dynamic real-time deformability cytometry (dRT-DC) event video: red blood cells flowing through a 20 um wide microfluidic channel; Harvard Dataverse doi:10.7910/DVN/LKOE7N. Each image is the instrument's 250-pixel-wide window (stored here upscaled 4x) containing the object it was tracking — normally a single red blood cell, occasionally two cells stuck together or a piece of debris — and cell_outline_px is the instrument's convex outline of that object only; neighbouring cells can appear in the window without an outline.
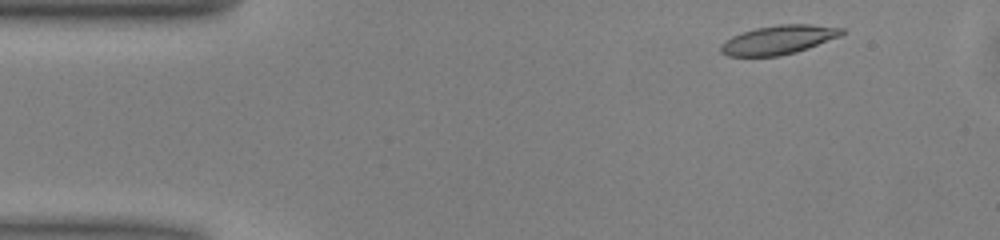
{"species": "common noctule bat (a hibernating species)", "species_latin": "Nyctalus noctula", "temperature_condition": "warm", "stored_images_in_passage": 37, "camera_frame_rate_fps": 3000, "um_per_image_px": 0.085, "animal": {"sex": "male", "body_mass_g": 13.0, "forearm_length_mm": 53.1}, "frame": {"image": 1, "passage_image": 3, "time_ms": 0.667, "image_size_px": [1000, 240], "cell_outline_px": [[844, 32], [840, 36], [796, 52], [780, 56], [728, 56], [720, 52], [720, 44], [732, 36], [756, 28], [780, 24], [812, 24], [844, 28]], "centroid_in_image_um": [66.16, 3.38], "position_along_channel_um": 18.8, "area_um2": 20.29}}
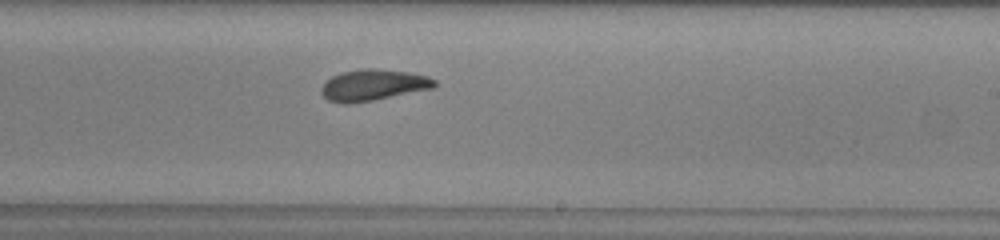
{"frame": {"image": 2, "passage_image": 27, "time_ms": 8.667, "image_size_px": [1000, 240], "cell_outline_px": [[436, 88], [372, 100], [344, 104], [328, 100], [320, 92], [320, 88], [324, 80], [332, 76], [344, 72], [360, 68], [376, 68], [408, 72], [428, 76], [436, 80]], "centroid_in_image_um": [31.72, 7.22], "position_along_channel_um": 257.3, "area_um2": 20.75}}
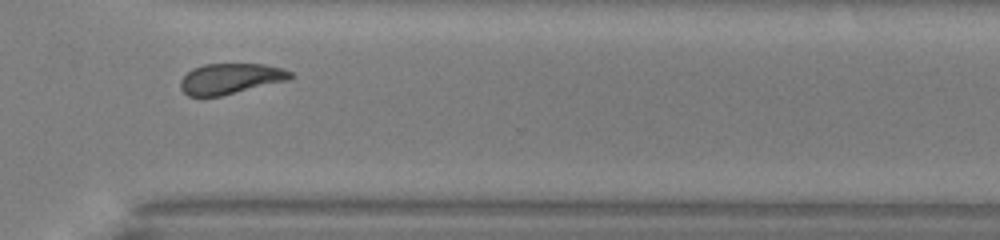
{"frame": {"image": 3, "passage_image": 34, "time_ms": 11.0, "image_size_px": [1000, 240], "cell_outline_px": [[292, 80], [220, 96], [188, 96], [180, 88], [180, 80], [192, 68], [204, 64], [264, 64], [280, 68], [292, 72]], "centroid_in_image_um": [19.61, 6.69], "position_along_channel_um": 351.0, "area_um2": 19.71}, "authors_computed_cell_mechanics": {"area_um2": 20.519, "velocity_mm_per_s": 4.0029, "shape_relaxation_time_tau1_ms": 4.6388, "shape_relaxation_time_tau2_ms": 2.9126, "deformation_change_tau1": 0.1512, "deformation_change_tau2": 0.0966}}